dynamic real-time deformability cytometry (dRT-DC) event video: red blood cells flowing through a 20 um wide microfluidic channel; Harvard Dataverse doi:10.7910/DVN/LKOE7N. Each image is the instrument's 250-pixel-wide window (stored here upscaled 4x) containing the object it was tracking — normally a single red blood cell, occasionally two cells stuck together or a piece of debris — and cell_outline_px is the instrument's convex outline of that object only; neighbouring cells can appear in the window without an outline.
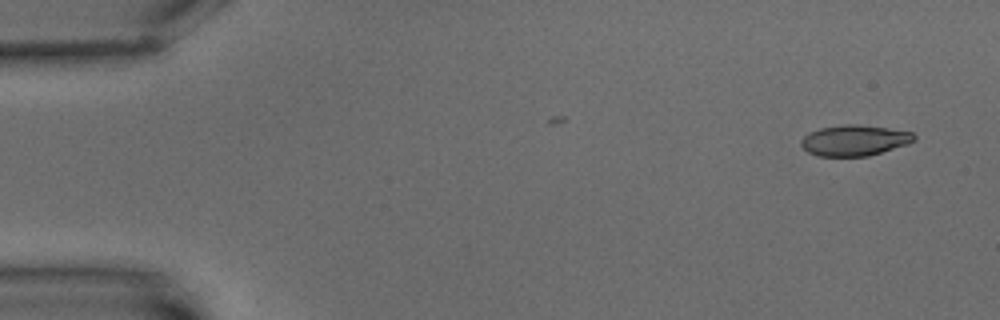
{"species": "common noctule bat (a hibernating species)", "species_latin": "Nyctalus noctula", "temperature_condition": "warm", "stored_images_in_passage": 8, "camera_frame_rate_fps": 3000, "um_per_image_px": 0.085, "animal": {"sex": "male", "body_mass_g": 15.6}, "frame": {"image": 1, "passage_image": 1, "time_ms": 0.0, "image_size_px": [1000, 320], "cell_outline_px": [[916, 140], [908, 144], [868, 156], [816, 156], [808, 152], [800, 144], [800, 140], [808, 132], [820, 128], [844, 124], [856, 124], [888, 128], [912, 132], [916, 136]], "centroid_in_image_um": [72.61, 11.93], "position_along_channel_um": 12.4, "area_um2": 20.35}}
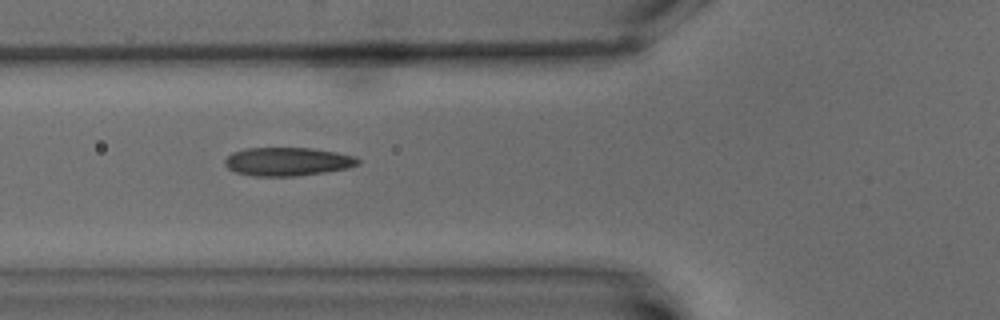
{"frame": {"image": 2, "passage_image": 6, "time_ms": 6.667, "image_size_px": [1000, 320], "cell_outline_px": [[360, 164], [348, 168], [324, 172], [296, 176], [256, 176], [236, 172], [228, 168], [224, 164], [224, 160], [232, 152], [248, 148], [308, 148], [336, 152], [356, 156], [360, 160]], "centroid_in_image_um": [24.46, 13.73], "position_along_channel_um": 101.3, "area_um2": 22.02}}
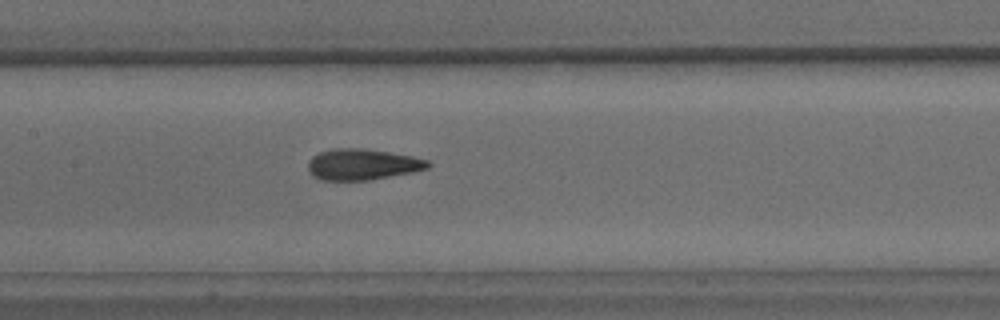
{"frame": {"image": 3, "passage_image": 8, "time_ms": 9.0, "image_size_px": [1000, 320], "cell_outline_px": [[432, 164], [428, 168], [412, 172], [368, 180], [320, 180], [312, 176], [308, 168], [308, 160], [312, 156], [320, 152], [332, 148], [360, 148], [388, 152], [412, 156], [428, 160]], "centroid_in_image_um": [30.78, 13.97], "position_along_channel_um": 176.6, "area_um2": 21.68}}